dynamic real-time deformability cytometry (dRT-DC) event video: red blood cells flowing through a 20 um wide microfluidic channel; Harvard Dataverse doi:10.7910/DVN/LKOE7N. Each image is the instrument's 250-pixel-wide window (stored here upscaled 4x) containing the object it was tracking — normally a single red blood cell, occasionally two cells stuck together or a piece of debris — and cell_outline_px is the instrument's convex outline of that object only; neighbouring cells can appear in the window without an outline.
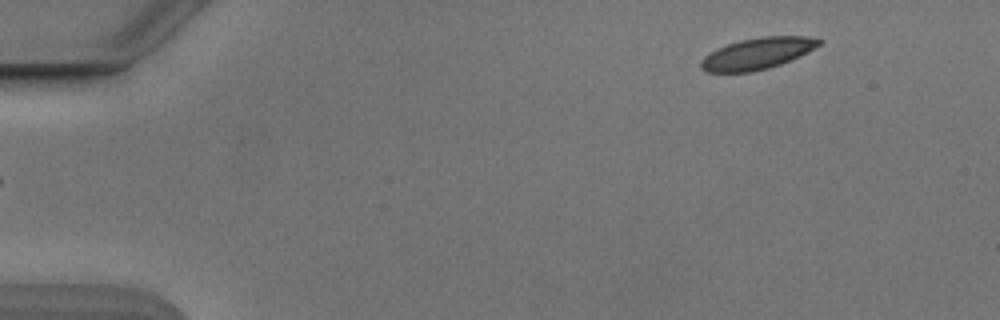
{"species": "Egyptian fruit bat (a non-hibernating species)", "species_latin": "Rousettus aegyptiacus", "temperature_condition": "cold", "stored_images_in_passage": 48, "camera_frame_rate_fps": 3000, "um_per_image_px": 0.085, "animal": {"sex": "male"}, "frame": {"image": 1, "passage_image": 1, "time_ms": 0.0, "image_size_px": [1000, 320], "cell_outline_px": [[820, 44], [800, 56], [780, 64], [768, 68], [752, 72], [708, 72], [700, 68], [700, 60], [708, 52], [716, 48], [740, 40], [760, 36], [808, 36], [820, 40]], "centroid_in_image_um": [64.32, 4.55], "position_along_channel_um": 20.7, "area_um2": 21.62}}
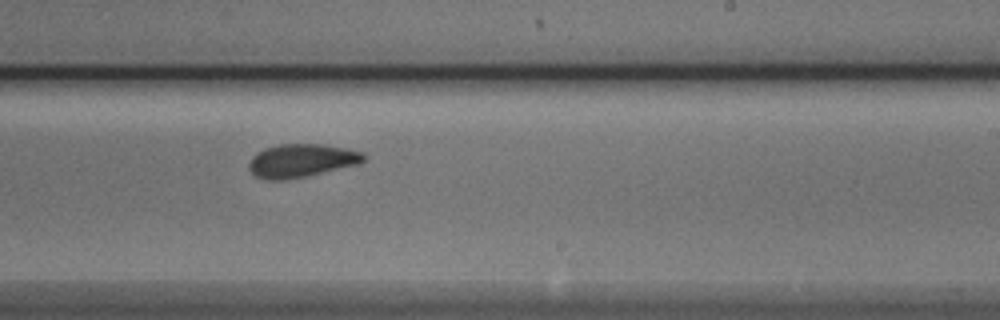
{"frame": {"image": 2, "passage_image": 28, "time_ms": 9.0, "image_size_px": [1000, 320], "cell_outline_px": [[368, 156], [360, 164], [304, 176], [284, 180], [268, 180], [256, 176], [248, 168], [248, 164], [252, 156], [256, 152], [264, 148], [280, 144], [324, 144], [364, 152]], "centroid_in_image_um": [25.63, 13.64], "position_along_channel_um": 263.4, "area_um2": 22.31}}
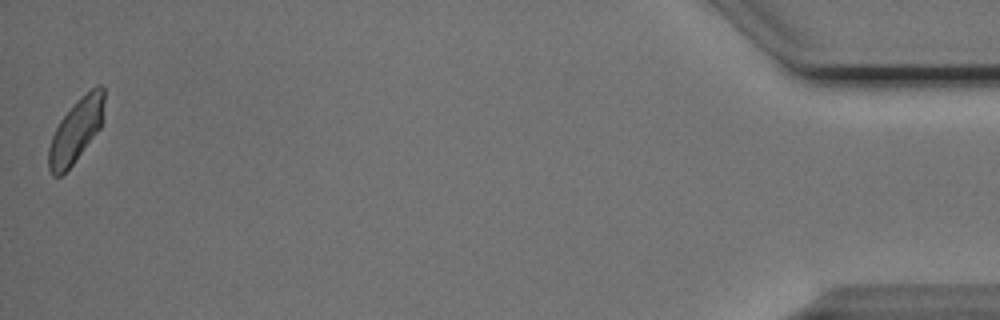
{"frame": {"image": 3, "passage_image": 48, "time_ms": 15.667, "image_size_px": [1000, 320], "cell_outline_px": [[104, 120], [100, 128], [72, 164], [60, 176], [52, 176], [48, 168], [48, 148], [52, 136], [60, 120], [80, 96], [96, 84], [100, 84], [104, 88]], "centroid_in_image_um": [6.48, 11.05], "position_along_channel_um": 428.7, "area_um2": 20.58}, "authors_computed_cell_mechanics": {"area_um2": 22.1952, "velocity_mm_per_s": 3.8366, "shape_relaxation_time_tau1_ms": 5.9851, "shape_relaxation_time_tau2_ms": 1.3599, "deformation_change_tau1": 0.138, "deformation_change_tau2": 0.0552}}